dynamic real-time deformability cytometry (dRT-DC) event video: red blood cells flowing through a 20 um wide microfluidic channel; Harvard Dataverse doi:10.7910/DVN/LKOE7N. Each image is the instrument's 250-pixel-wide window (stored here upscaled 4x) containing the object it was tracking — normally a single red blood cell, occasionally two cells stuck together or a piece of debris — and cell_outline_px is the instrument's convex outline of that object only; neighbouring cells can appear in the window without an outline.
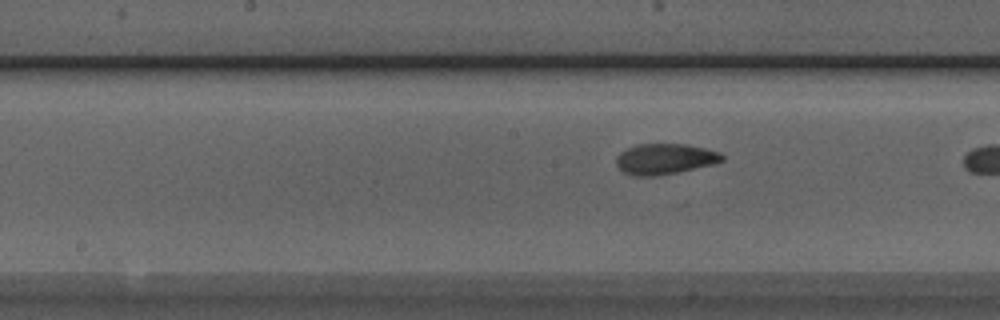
{"species": "Egyptian fruit bat (a non-hibernating species)", "species_latin": "Rousettus aegyptiacus", "temperature_condition": "room temperature", "stored_images_in_passage": 8, "camera_frame_rate_fps": 3000, "um_per_image_px": 0.085, "animal": {"sex": "male"}, "frame": {"image": 1, "passage_image": 8, "time_ms": 2.333, "image_size_px": [1000, 320], "cell_outline_px": [[724, 160], [712, 164], [676, 172], [656, 176], [632, 176], [624, 172], [616, 164], [616, 156], [620, 152], [636, 144], [688, 144], [720, 152], [724, 156]], "centroid_in_image_um": [56.49, 13.5], "position_along_channel_um": 191.7, "area_um2": 18.84}}